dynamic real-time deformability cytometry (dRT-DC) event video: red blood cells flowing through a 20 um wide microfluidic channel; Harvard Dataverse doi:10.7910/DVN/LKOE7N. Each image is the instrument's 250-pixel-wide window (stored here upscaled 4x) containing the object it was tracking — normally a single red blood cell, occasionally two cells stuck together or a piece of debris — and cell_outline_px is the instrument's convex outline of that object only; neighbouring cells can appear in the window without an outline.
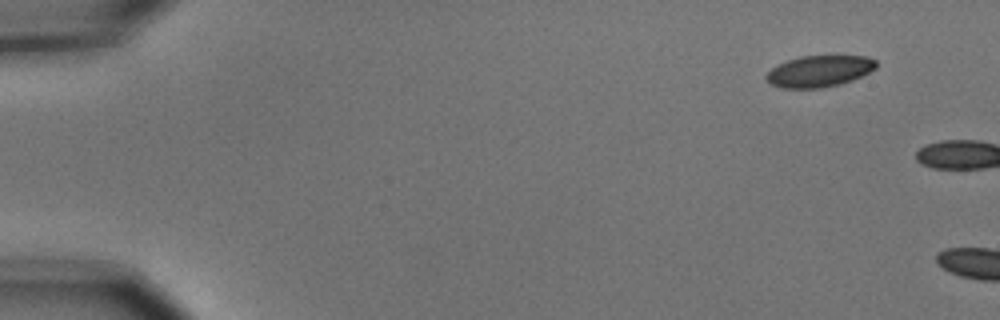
{"species": "common noctule bat (a hibernating species)", "species_latin": "Nyctalus noctula", "temperature_condition": "cold", "stored_images_in_passage": 3, "camera_frame_rate_fps": 3000, "um_per_image_px": 0.085, "animal": {"sex": "male", "body_mass_g": 15.6}, "frame": {"image": 1, "passage_image": 1, "time_ms": 0.0, "image_size_px": [1000, 320], "cell_outline_px": [[876, 68], [852, 80], [840, 84], [820, 88], [784, 88], [772, 84], [764, 76], [772, 68], [788, 60], [800, 56], [868, 56], [876, 60]], "centroid_in_image_um": [69.65, 6.05], "position_along_channel_um": 15.3, "area_um2": 19.88}}